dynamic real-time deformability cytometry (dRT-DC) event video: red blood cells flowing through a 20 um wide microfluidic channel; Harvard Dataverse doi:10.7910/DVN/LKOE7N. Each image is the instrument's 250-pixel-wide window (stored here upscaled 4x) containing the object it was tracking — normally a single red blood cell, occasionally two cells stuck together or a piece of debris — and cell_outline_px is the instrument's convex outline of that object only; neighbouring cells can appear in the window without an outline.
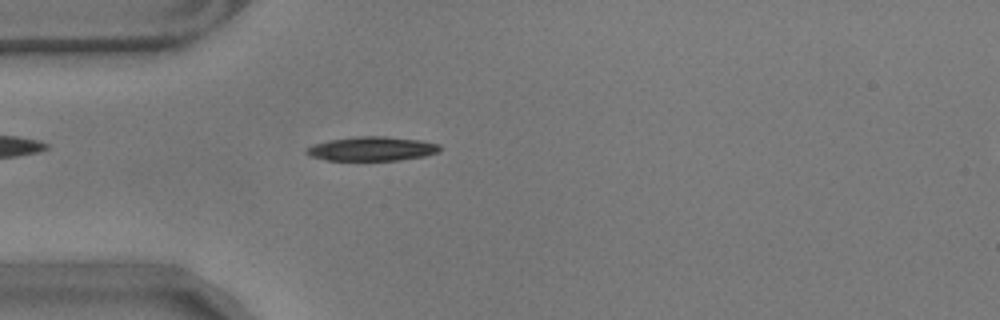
{"species": "common noctule bat (a hibernating species)", "species_latin": "Nyctalus noctula", "temperature_condition": "warm", "stored_images_in_passage": 56, "camera_frame_rate_fps": 3000, "um_per_image_px": 0.085, "animal": {"sex": "male", "body_mass_g": 17.9}, "frame": {"image": 1, "passage_image": 15, "time_ms": 4.667, "image_size_px": [1000, 320], "cell_outline_px": [[440, 152], [424, 156], [400, 160], [328, 160], [308, 156], [304, 152], [304, 148], [312, 144], [328, 140], [356, 136], [384, 136], [424, 140], [440, 144]], "centroid_in_image_um": [31.59, 12.63], "position_along_channel_um": 53.4, "area_um2": 19.13}}
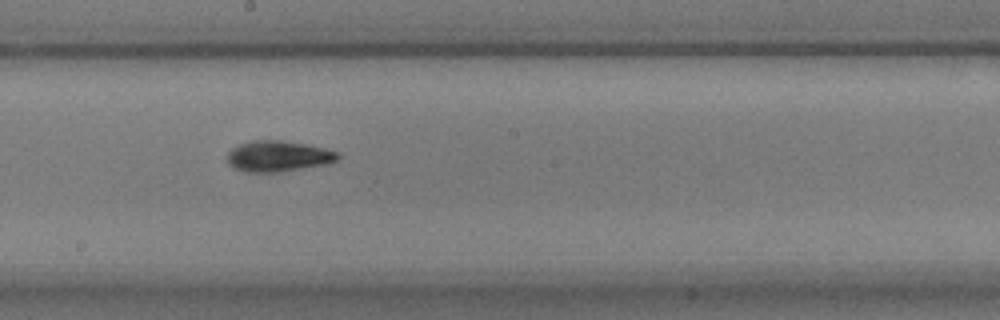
{"frame": {"image": 2, "passage_image": 30, "time_ms": 9.667, "image_size_px": [1000, 320], "cell_outline_px": [[340, 156], [336, 160], [328, 164], [280, 172], [244, 172], [232, 168], [228, 164], [228, 152], [232, 148], [240, 144], [252, 140], [280, 140], [304, 144], [324, 148], [340, 152]], "centroid_in_image_um": [23.64, 13.28], "position_along_channel_um": 224.6, "area_um2": 20.0}}
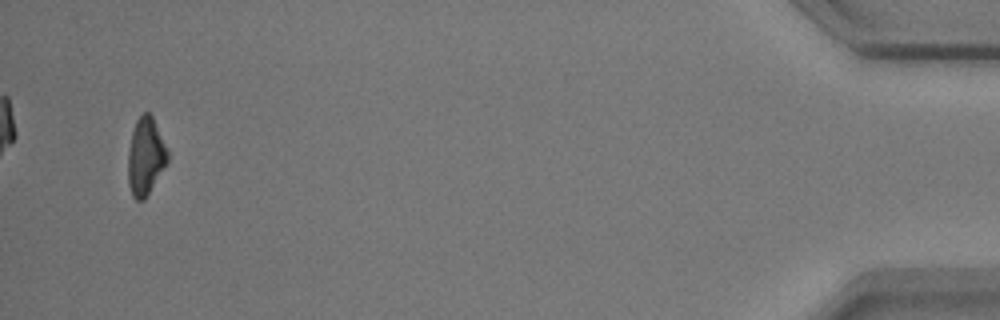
{"frame": {"image": 3, "passage_image": 54, "time_ms": 17.667, "image_size_px": [1000, 320], "cell_outline_px": [[168, 164], [144, 200], [136, 200], [132, 196], [128, 184], [128, 152], [132, 132], [136, 120], [144, 112], [148, 112], [152, 116], [168, 148]], "centroid_in_image_um": [12.39, 13.32], "position_along_channel_um": 422.8, "area_um2": 18.09}, "authors_computed_cell_mechanics": {"area_um2": 18.496, "velocity_mm_per_s": 3.5357, "shape_relaxation_time_tau1_ms": 3.9819, "shape_relaxation_time_tau2_ms": 4.5593, "deformation_change_tau1": 0.1441, "deformation_change_tau2": 0.131}}